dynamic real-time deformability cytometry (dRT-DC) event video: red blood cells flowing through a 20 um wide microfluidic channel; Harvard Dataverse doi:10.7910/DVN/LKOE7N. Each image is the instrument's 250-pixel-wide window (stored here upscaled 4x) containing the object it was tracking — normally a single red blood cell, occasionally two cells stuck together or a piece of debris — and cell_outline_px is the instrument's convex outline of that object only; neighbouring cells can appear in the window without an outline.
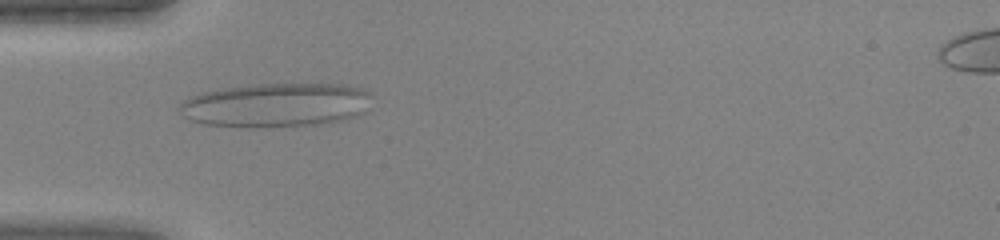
{"species": "human", "species_latin": "Homo sapiens", "temperature_condition": "warm", "stored_images_in_passage": 45, "camera_frame_rate_fps": 3000, "um_per_image_px": 0.085, "donor": {"sex": "female"}, "frame": {"image": 1, "passage_image": 14, "time_ms": 4.333, "image_size_px": [1000, 240], "cell_outline_px": [[372, 92], [364, 112], [360, 116], [340, 120], [316, 124], [252, 128], [204, 124], [192, 120], [184, 116], [180, 108], [180, 104], [184, 100], [192, 96], [204, 92], [228, 88], [256, 84], [348, 84]], "centroid_in_image_um": [23.51, 8.93], "position_along_channel_um": 61.5, "area_um2": 49.13}}
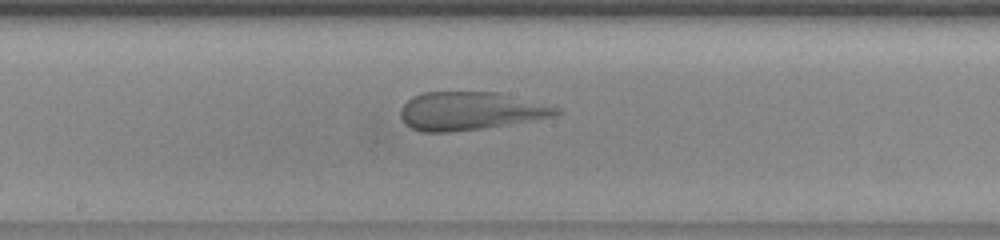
{"frame": {"image": 2, "passage_image": 24, "time_ms": 7.667, "image_size_px": [1000, 240], "cell_outline_px": [[560, 112], [556, 116], [508, 124], [480, 128], [448, 132], [420, 132], [404, 124], [400, 116], [400, 108], [412, 96], [424, 92], [500, 92], [560, 108]], "centroid_in_image_um": [39.93, 9.43], "position_along_channel_um": 208.3, "area_um2": 34.56}}
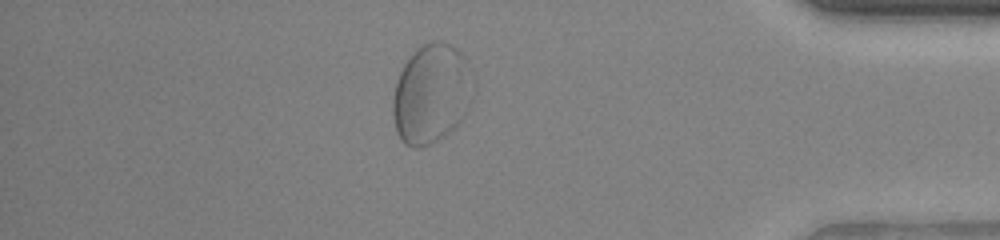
{"frame": {"image": 3, "passage_image": 39, "time_ms": 12.667, "image_size_px": [1000, 240], "cell_outline_px": [[464, 116], [444, 136], [420, 148], [412, 148], [404, 144], [396, 132], [392, 112], [392, 100], [396, 84], [400, 72], [404, 64], [416, 48], [424, 44], [440, 40], [456, 48], [464, 56]], "centroid_in_image_um": [36.48, 8.01], "position_along_channel_um": 398.7, "area_um2": 43.99}}